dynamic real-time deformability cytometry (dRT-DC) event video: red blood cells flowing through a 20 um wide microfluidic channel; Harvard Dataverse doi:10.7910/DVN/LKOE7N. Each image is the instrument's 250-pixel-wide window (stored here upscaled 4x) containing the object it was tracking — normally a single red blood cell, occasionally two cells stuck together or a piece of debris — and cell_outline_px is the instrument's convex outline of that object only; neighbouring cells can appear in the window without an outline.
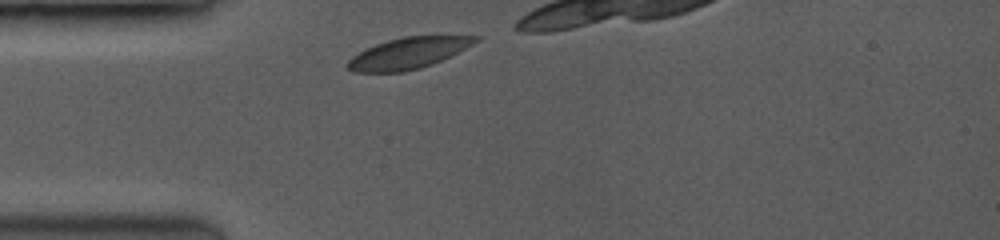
{"species": "common noctule bat (a hibernating species)", "species_latin": "Nyctalus noctula", "temperature_condition": "room temperature", "stored_images_in_passage": 6, "camera_frame_rate_fps": 3500, "um_per_image_px": 0.085, "animal": {"sex": "female", "body_mass_g": 19.0, "forearm_length_mm": 53.3}, "frame": {"image": 1, "passage_image": 1, "time_ms": 0.0, "image_size_px": [1000, 240], "cell_outline_px": [[480, 40], [440, 60], [420, 68], [400, 72], [356, 72], [348, 68], [344, 64], [352, 56], [376, 44], [388, 40], [404, 36], [480, 36]], "centroid_in_image_um": [34.65, 4.52], "position_along_channel_um": 50.4, "area_um2": 22.72}}
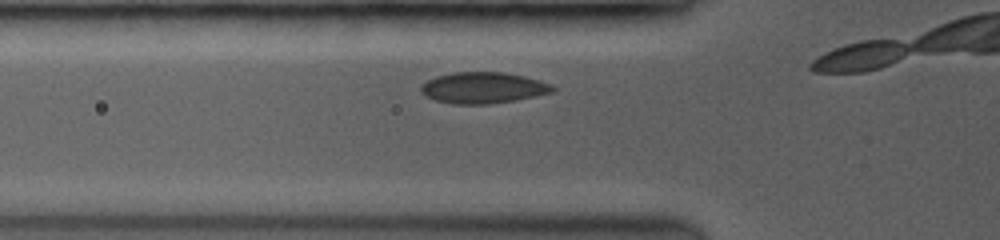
{"frame": {"image": 2, "passage_image": 4, "time_ms": 1.143, "image_size_px": [1000, 240], "cell_outline_px": [[556, 88], [552, 92], [512, 100], [484, 104], [456, 104], [436, 100], [428, 96], [420, 88], [420, 84], [436, 76], [452, 72], [504, 72], [524, 76], [548, 84]], "centroid_in_image_um": [41.02, 7.44], "position_along_channel_um": 84.8, "area_um2": 23.35}}